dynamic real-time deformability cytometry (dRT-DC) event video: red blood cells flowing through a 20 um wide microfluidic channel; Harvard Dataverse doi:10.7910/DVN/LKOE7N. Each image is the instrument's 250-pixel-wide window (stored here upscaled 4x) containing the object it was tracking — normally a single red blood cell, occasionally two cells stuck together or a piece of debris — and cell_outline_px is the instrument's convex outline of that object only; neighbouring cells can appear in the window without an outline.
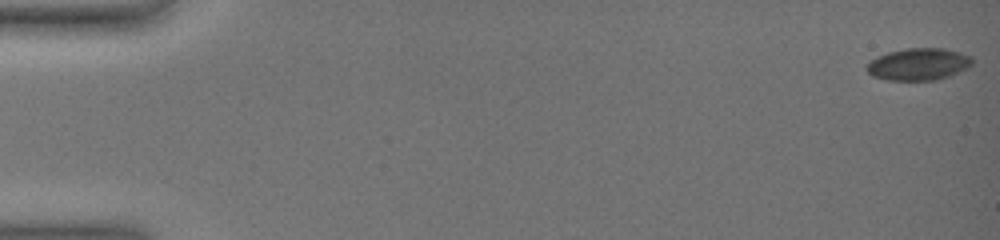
{"species": "common noctule bat (a hibernating species)", "species_latin": "Nyctalus noctula", "temperature_condition": "warm", "stored_images_in_passage": 29, "camera_frame_rate_fps": 3000, "um_per_image_px": 0.085, "animal": {"sex": "female", "body_mass_g": 19.0, "forearm_length_mm": 51.5}, "frame": {"image": 1, "passage_image": 1, "time_ms": 0.0, "image_size_px": [1000, 240], "cell_outline_px": [[972, 64], [968, 68], [948, 76], [936, 80], [888, 80], [872, 76], [864, 68], [872, 60], [888, 52], [908, 48], [944, 48], [960, 52], [972, 56]], "centroid_in_image_um": [78.09, 5.46], "position_along_channel_um": 6.9, "area_um2": 19.65}}
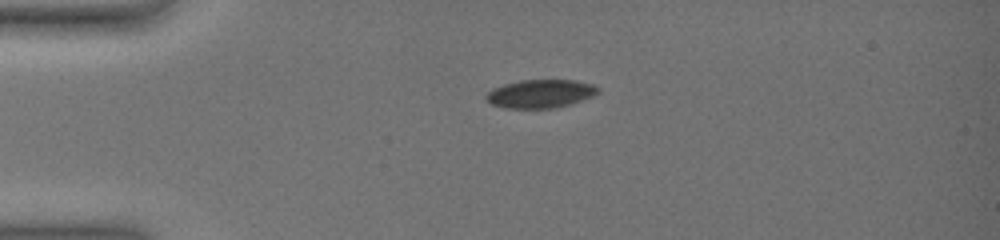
{"frame": {"image": 2, "passage_image": 10, "time_ms": 4.667, "image_size_px": [1000, 240], "cell_outline_px": [[600, 92], [592, 96], [572, 104], [556, 108], [504, 108], [492, 104], [484, 96], [492, 88], [504, 84], [520, 80], [576, 80], [592, 84], [600, 88]], "centroid_in_image_um": [45.96, 7.96], "position_along_channel_um": 39.0, "area_um2": 18.61}}
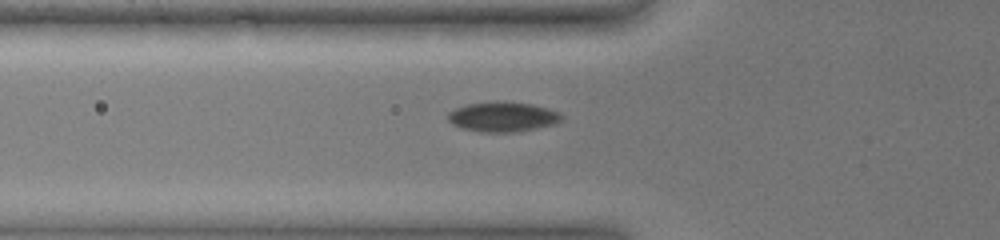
{"frame": {"image": 3, "passage_image": 15, "time_ms": 7.0, "image_size_px": [1000, 240], "cell_outline_px": [[564, 116], [556, 124], [516, 132], [480, 132], [464, 128], [452, 124], [448, 120], [448, 112], [464, 104], [532, 104], [548, 108], [560, 112]], "centroid_in_image_um": [42.76, 9.97], "position_along_channel_um": 83.0, "area_um2": 19.07}}